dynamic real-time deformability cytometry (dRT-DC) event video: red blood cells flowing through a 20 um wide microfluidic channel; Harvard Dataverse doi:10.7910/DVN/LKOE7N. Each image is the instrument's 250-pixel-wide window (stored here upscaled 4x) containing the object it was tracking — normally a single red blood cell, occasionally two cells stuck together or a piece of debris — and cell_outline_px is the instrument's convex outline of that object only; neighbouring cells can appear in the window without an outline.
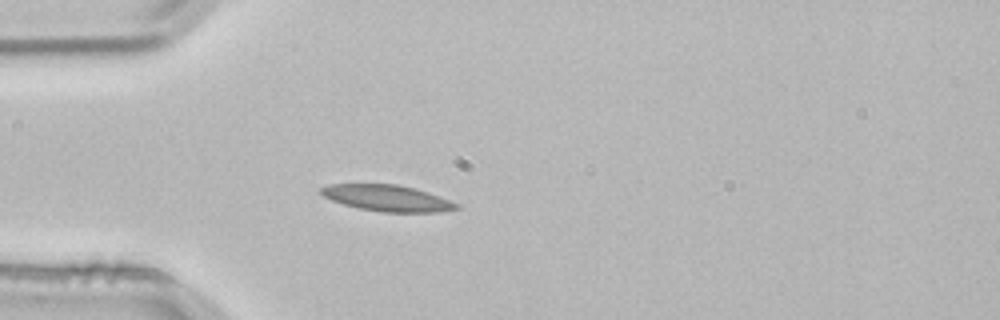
{"species": "common noctule bat (a hibernating species)", "species_latin": "Nyctalus noctula", "temperature_condition": "room temperature", "stored_images_in_passage": 3, "camera_frame_rate_fps": 3000, "um_per_image_px": 0.085, "animal": {"sex": "male", "body_mass_g": 21.5, "forearm_length_mm": 52.0}, "frame": {"image": 1, "passage_image": 3, "time_ms": 0.667, "image_size_px": [1000, 320], "cell_outline_px": [[460, 208], [436, 212], [384, 212], [356, 208], [332, 200], [324, 196], [320, 192], [320, 188], [328, 184], [400, 184], [416, 188], [440, 196], [460, 204]], "centroid_in_image_um": [32.94, 16.83], "position_along_channel_um": 52.1, "area_um2": 20.81}}